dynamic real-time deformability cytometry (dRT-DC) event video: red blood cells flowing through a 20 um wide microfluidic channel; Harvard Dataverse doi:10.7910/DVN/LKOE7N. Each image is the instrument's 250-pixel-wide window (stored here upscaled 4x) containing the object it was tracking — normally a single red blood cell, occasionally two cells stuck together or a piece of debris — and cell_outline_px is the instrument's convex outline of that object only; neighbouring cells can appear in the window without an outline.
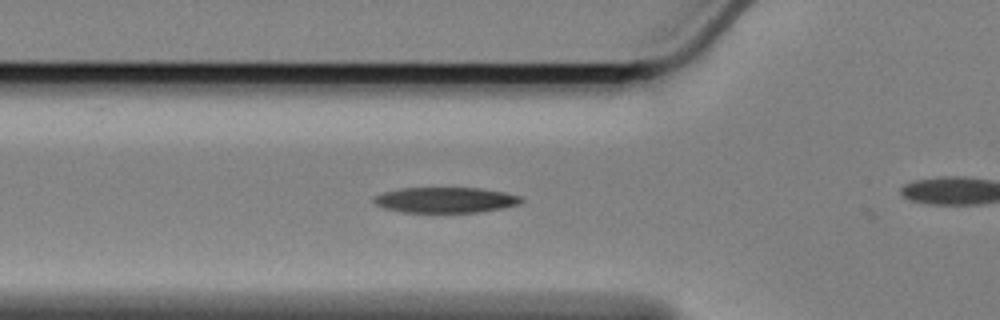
{"species": "Egyptian fruit bat (a non-hibernating species)", "species_latin": "Rousettus aegyptiacus", "temperature_condition": "cold", "stored_images_in_passage": 23, "camera_frame_rate_fps": 3000, "um_per_image_px": 0.085, "animal": {"sex": "female"}, "frame": {"image": 1, "passage_image": 19, "time_ms": 6.0, "image_size_px": [1000, 320], "cell_outline_px": [[524, 200], [520, 204], [504, 208], [480, 212], [404, 212], [384, 208], [376, 204], [372, 200], [376, 196], [384, 192], [400, 188], [480, 188], [504, 192], [520, 196]], "centroid_in_image_um": [37.9, 17.0], "position_along_channel_um": 87.9, "area_um2": 21.91}}
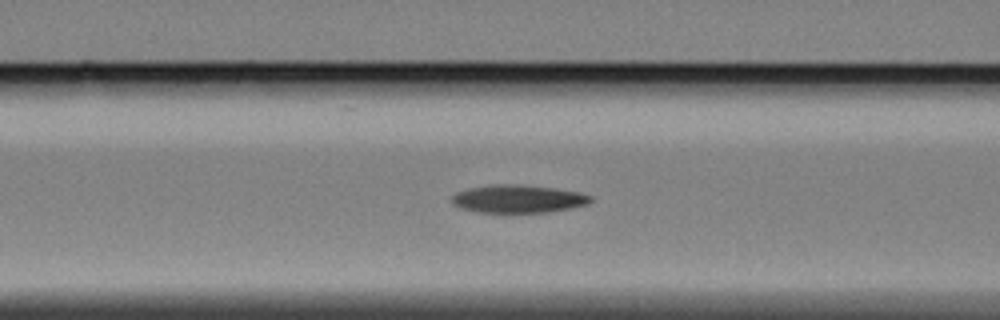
{"frame": {"image": 2, "passage_image": 22, "time_ms": 7.0, "image_size_px": [1000, 320], "cell_outline_px": [[592, 200], [588, 204], [572, 208], [548, 212], [512, 216], [508, 216], [476, 212], [460, 208], [452, 204], [452, 196], [456, 192], [468, 188], [500, 184], [516, 184], [552, 188], [576, 192], [592, 196]], "centroid_in_image_um": [43.99, 16.97], "position_along_channel_um": 122.6, "area_um2": 23.52}}